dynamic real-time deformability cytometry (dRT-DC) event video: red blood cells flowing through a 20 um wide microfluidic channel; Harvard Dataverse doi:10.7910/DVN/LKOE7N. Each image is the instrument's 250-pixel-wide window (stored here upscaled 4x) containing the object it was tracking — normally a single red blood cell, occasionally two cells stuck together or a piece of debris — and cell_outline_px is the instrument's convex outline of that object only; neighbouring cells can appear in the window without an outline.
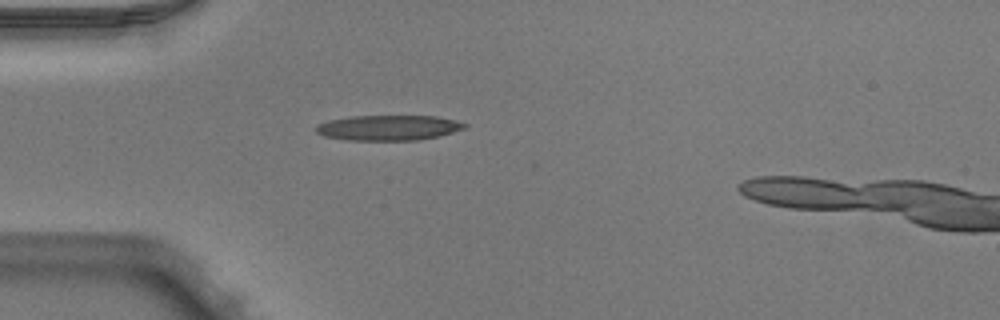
{"species": "Egyptian fruit bat (a non-hibernating species)", "species_latin": "Rousettus aegyptiacus", "temperature_condition": "warm", "stored_images_in_passage": 35, "camera_frame_rate_fps": 3000, "um_per_image_px": 0.085, "animal": {"sex": "male"}, "frame": {"image": 1, "passage_image": 1, "time_ms": 0.0, "image_size_px": [1000, 320], "cell_outline_px": [[468, 124], [464, 128], [440, 136], [420, 140], [344, 140], [324, 136], [316, 132], [316, 124], [328, 120], [352, 116], [436, 116], [456, 120]], "centroid_in_image_um": [33.0, 10.86], "position_along_channel_um": 52.0, "area_um2": 21.96}}
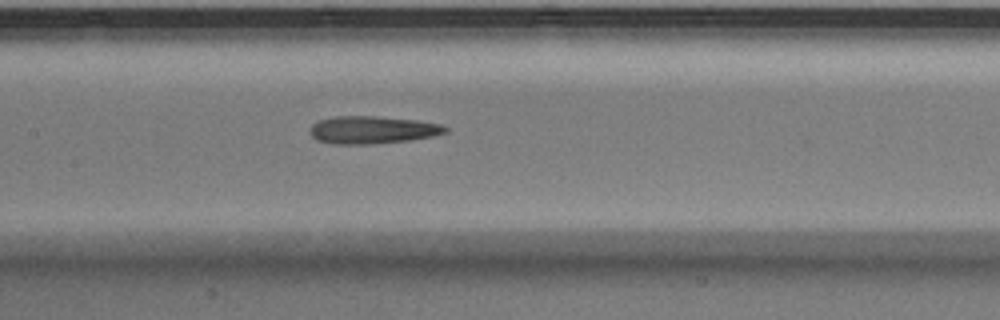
{"frame": {"image": 2, "passage_image": 11, "time_ms": 3.333, "image_size_px": [1000, 320], "cell_outline_px": [[448, 132], [432, 136], [408, 140], [372, 144], [332, 144], [316, 140], [312, 136], [312, 124], [320, 120], [336, 116], [376, 116], [416, 120], [440, 124], [448, 128]], "centroid_in_image_um": [31.66, 11.04], "position_along_channel_um": 175.7, "area_um2": 21.62}}
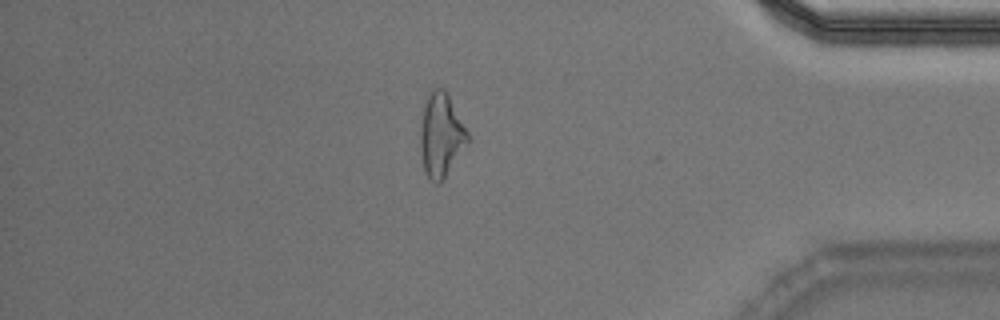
{"frame": {"image": 3, "passage_image": 30, "time_ms": 9.667, "image_size_px": [1000, 320], "cell_outline_px": [[468, 140], [440, 184], [436, 184], [428, 176], [424, 168], [420, 152], [420, 124], [424, 104], [432, 88], [444, 88], [448, 92], [468, 132]], "centroid_in_image_um": [37.46, 11.43], "position_along_channel_um": 397.7, "area_um2": 22.83}}